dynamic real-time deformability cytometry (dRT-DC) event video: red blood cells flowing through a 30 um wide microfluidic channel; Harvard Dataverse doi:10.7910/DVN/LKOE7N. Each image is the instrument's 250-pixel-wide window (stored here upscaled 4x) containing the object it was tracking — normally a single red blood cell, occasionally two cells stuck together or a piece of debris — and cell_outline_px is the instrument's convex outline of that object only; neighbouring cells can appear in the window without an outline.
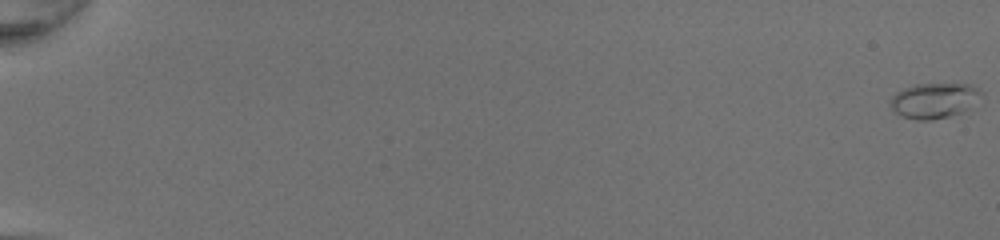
{"species": "common noctule bat (a hibernating species)", "species_latin": "Nyctalus noctula", "temperature_condition": "room temperature", "stored_images_in_passage": 52, "camera_frame_rate_fps": 3000, "um_per_image_px": 0.085, "animal": {"sex": "female", "body_mass_g": 20.0, "forearm_length_mm": 54.0}, "frame": {"image": 1, "passage_image": 1, "time_ms": 0.0, "image_size_px": [1000, 240], "cell_outline_px": [[984, 96], [960, 112], [948, 116], [932, 120], [916, 120], [900, 116], [888, 104], [888, 100], [896, 92], [904, 88], [916, 84], [972, 84], [984, 92]], "centroid_in_image_um": [79.38, 8.53], "position_along_channel_um": 5.6, "area_um2": 18.79}}
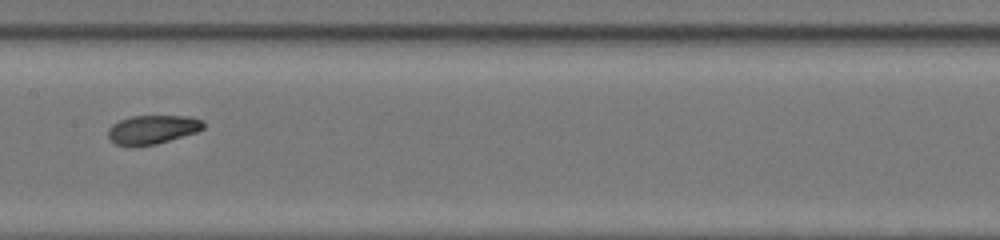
{"frame": {"image": 2, "passage_image": 30, "time_ms": 9.667, "image_size_px": [1000, 240], "cell_outline_px": [[204, 128], [196, 132], [156, 144], [132, 148], [116, 144], [108, 136], [108, 128], [112, 124], [120, 120], [132, 116], [188, 116], [204, 120]], "centroid_in_image_um": [12.94, 11.02], "position_along_channel_um": 194.5, "area_um2": 16.18}}
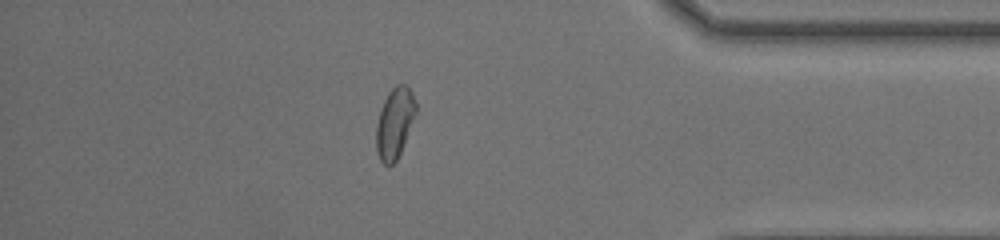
{"frame": {"image": 3, "passage_image": 46, "time_ms": 15.0, "image_size_px": [1000, 240], "cell_outline_px": [[416, 112], [400, 152], [396, 160], [392, 164], [384, 164], [380, 160], [376, 152], [376, 124], [384, 100], [388, 92], [396, 84], [408, 84], [412, 92], [416, 104]], "centroid_in_image_um": [33.54, 10.42], "position_along_channel_um": 401.7, "area_um2": 16.13}, "authors_computed_cell_mechanics": {"area_um2": 16.4152, "velocity_mm_per_s": 4.3095, "shape_relaxation_time_tau1_ms": 11.1901, "shape_relaxation_time_tau2_ms": 2.2994, "deformation_change_tau1": 0.2396, "deformation_change_tau2": 0.0778}}